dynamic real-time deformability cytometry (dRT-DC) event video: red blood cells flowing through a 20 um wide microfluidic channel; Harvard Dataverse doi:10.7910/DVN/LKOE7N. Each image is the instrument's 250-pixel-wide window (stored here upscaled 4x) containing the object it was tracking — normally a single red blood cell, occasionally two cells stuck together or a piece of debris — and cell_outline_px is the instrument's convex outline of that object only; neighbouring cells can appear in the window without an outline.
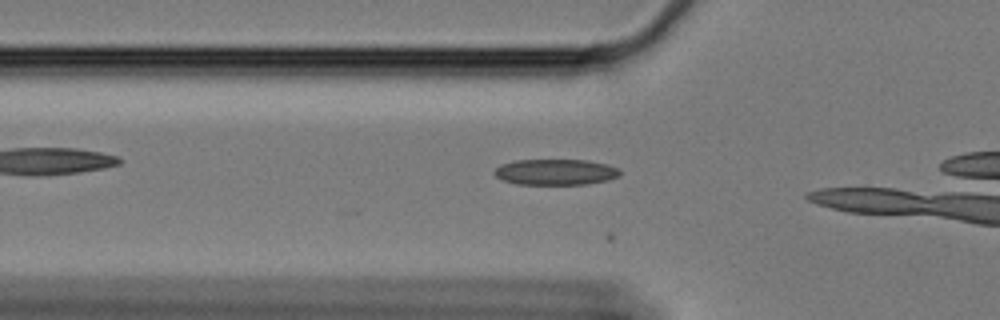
{"species": "Egyptian fruit bat (a non-hibernating species)", "species_latin": "Rousettus aegyptiacus", "temperature_condition": "cold", "stored_images_in_passage": 9, "camera_frame_rate_fps": 3000, "um_per_image_px": 0.085, "animal": {"sex": "female"}, "frame": {"image": 1, "passage_image": 2, "time_ms": 0.333, "image_size_px": [1000, 320], "cell_outline_px": [[620, 176], [608, 180], [588, 184], [516, 184], [504, 180], [496, 176], [492, 172], [500, 164], [516, 160], [588, 160], [608, 164], [616, 168], [620, 172]], "centroid_in_image_um": [47.22, 14.62], "position_along_channel_um": 78.6, "area_um2": 18.96}}